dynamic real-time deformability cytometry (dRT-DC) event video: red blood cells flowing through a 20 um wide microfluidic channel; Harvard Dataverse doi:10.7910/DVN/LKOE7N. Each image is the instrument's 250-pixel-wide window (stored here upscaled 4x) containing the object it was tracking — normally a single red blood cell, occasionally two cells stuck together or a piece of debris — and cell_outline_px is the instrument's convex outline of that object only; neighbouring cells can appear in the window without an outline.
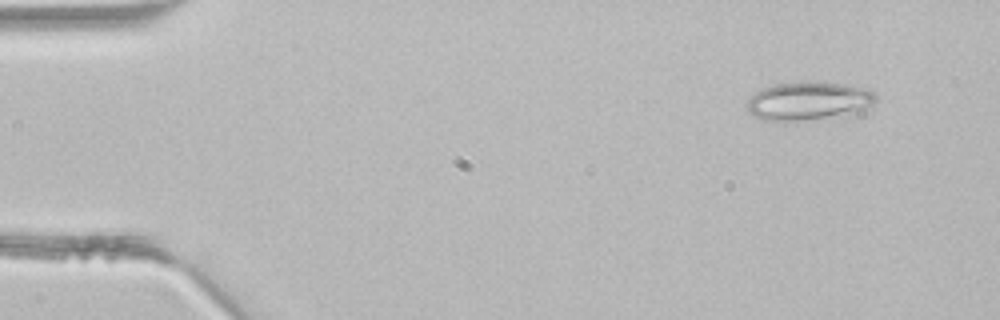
{"species": "common noctule bat (a hibernating species)", "species_latin": "Nyctalus noctula", "temperature_condition": "room temperature", "stored_images_in_passage": 3, "camera_frame_rate_fps": 3000, "um_per_image_px": 0.085, "animal": {"sex": "male", "body_mass_g": 21.5, "forearm_length_mm": 52.0}, "frame": {"image": 1, "passage_image": 1, "time_ms": 0.0, "image_size_px": [1000, 320], "cell_outline_px": [[876, 100], [868, 108], [856, 116], [800, 120], [764, 120], [756, 116], [748, 108], [748, 100], [756, 92], [764, 88], [776, 84], [840, 84], [860, 88], [876, 92]], "centroid_in_image_um": [68.84, 8.64], "position_along_channel_um": 16.2, "area_um2": 28.09}}